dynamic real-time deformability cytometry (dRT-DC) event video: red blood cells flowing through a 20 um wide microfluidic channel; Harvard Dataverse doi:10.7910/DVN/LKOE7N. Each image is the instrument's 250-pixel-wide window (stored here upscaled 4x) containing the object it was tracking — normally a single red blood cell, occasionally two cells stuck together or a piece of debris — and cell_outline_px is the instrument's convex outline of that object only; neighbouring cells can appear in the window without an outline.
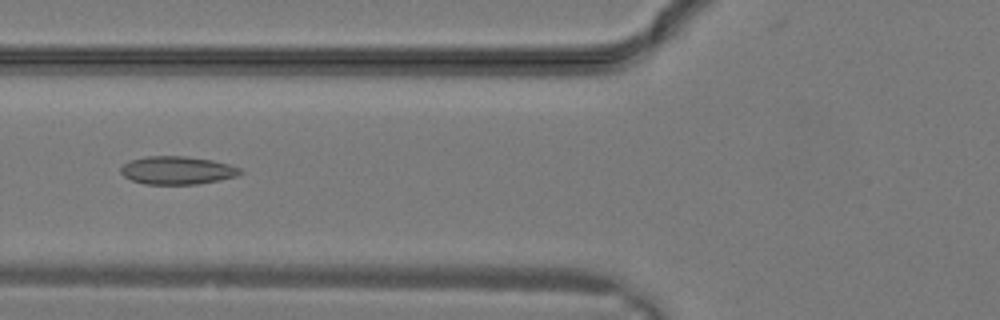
{"species": "common noctule bat (a hibernating species)", "species_latin": "Nyctalus noctula", "temperature_condition": "warm", "stored_images_in_passage": 30, "camera_frame_rate_fps": 3000, "um_per_image_px": 0.085, "animal": {"sex": "male", "body_mass_g": 19.2, "forearm_length_mm": 51.8}, "frame": {"image": 1, "passage_image": 12, "time_ms": 3.667, "image_size_px": [1000, 320], "cell_outline_px": [[244, 172], [236, 176], [220, 180], [196, 184], [144, 184], [132, 180], [124, 176], [120, 172], [120, 168], [124, 164], [132, 160], [148, 156], [184, 156], [212, 160], [228, 164], [240, 168]], "centroid_in_image_um": [15.07, 14.48], "position_along_channel_um": 110.7, "area_um2": 19.42}}
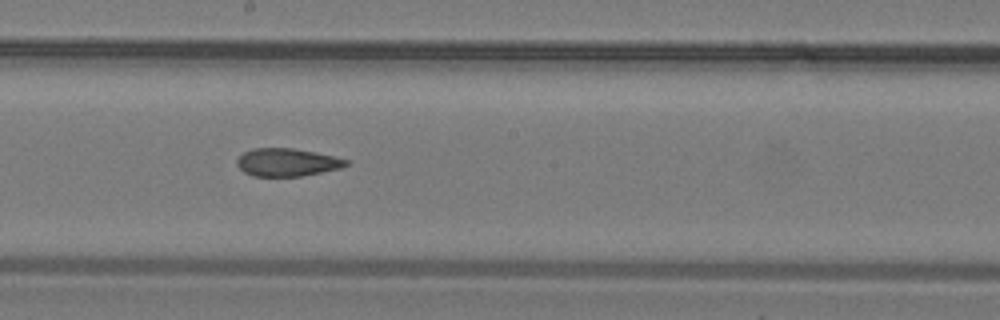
{"frame": {"image": 2, "passage_image": 17, "time_ms": 5.333, "image_size_px": [1000, 320], "cell_outline_px": [[348, 164], [340, 168], [300, 176], [252, 176], [244, 172], [236, 164], [236, 160], [244, 152], [252, 148], [292, 148], [332, 156], [348, 160]], "centroid_in_image_um": [24.34, 13.8], "position_along_channel_um": 223.9, "area_um2": 17.46}}
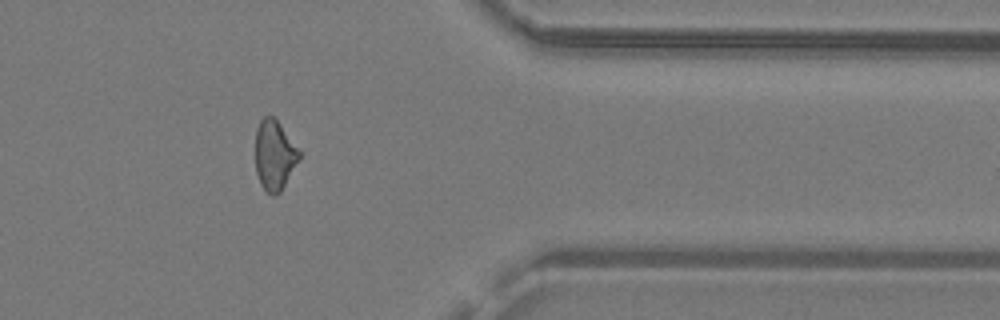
{"frame": {"image": 3, "passage_image": 25, "time_ms": 8.0, "image_size_px": [1000, 320], "cell_outline_px": [[300, 156], [280, 192], [272, 196], [260, 184], [256, 172], [256, 128], [260, 120], [264, 116], [272, 116], [280, 124], [300, 152]], "centroid_in_image_um": [23.3, 13.18], "position_along_channel_um": 388.1, "area_um2": 17.4}}